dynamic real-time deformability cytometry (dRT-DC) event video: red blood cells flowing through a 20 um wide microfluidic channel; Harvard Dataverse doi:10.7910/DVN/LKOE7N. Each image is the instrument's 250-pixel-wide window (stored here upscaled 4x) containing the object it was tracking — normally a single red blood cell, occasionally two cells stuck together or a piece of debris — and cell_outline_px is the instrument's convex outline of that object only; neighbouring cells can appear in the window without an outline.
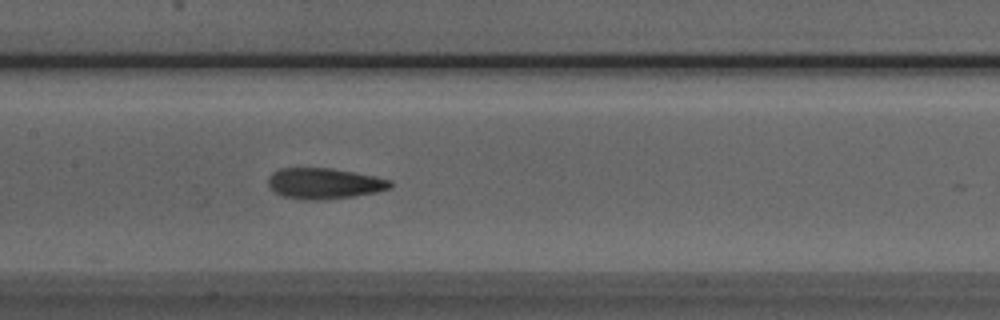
{"species": "Egyptian fruit bat (a non-hibernating species)", "species_latin": "Rousettus aegyptiacus", "temperature_condition": "room temperature", "stored_images_in_passage": 24, "camera_frame_rate_fps": 3000, "um_per_image_px": 0.085, "animal": {"sex": "male"}, "frame": {"image": 1, "passage_image": 16, "time_ms": 5.0, "image_size_px": [1000, 320], "cell_outline_px": [[392, 188], [376, 192], [352, 196], [320, 200], [304, 200], [284, 196], [268, 188], [268, 176], [272, 172], [280, 168], [332, 168], [376, 176], [392, 180]], "centroid_in_image_um": [27.56, 15.58], "position_along_channel_um": 179.8, "area_um2": 22.08}}
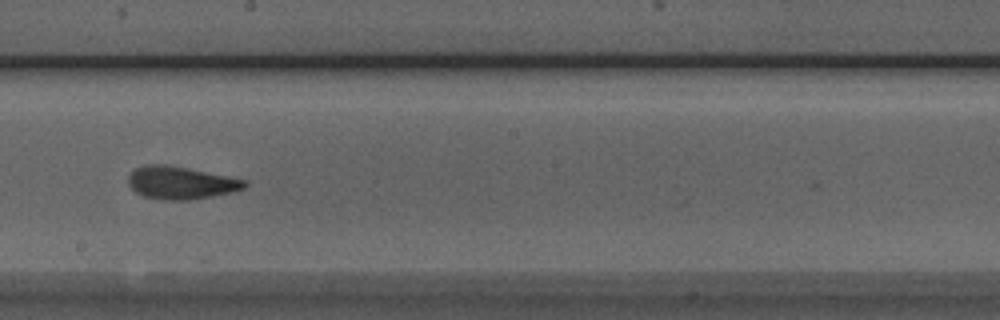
{"frame": {"image": 2, "passage_image": 20, "time_ms": 6.333, "image_size_px": [1000, 320], "cell_outline_px": [[248, 184], [244, 188], [232, 192], [212, 196], [188, 200], [168, 200], [144, 196], [136, 192], [128, 184], [128, 176], [136, 168], [144, 164], [164, 164], [228, 176], [248, 180]], "centroid_in_image_um": [15.37, 15.53], "position_along_channel_um": 232.8, "area_um2": 21.96}}